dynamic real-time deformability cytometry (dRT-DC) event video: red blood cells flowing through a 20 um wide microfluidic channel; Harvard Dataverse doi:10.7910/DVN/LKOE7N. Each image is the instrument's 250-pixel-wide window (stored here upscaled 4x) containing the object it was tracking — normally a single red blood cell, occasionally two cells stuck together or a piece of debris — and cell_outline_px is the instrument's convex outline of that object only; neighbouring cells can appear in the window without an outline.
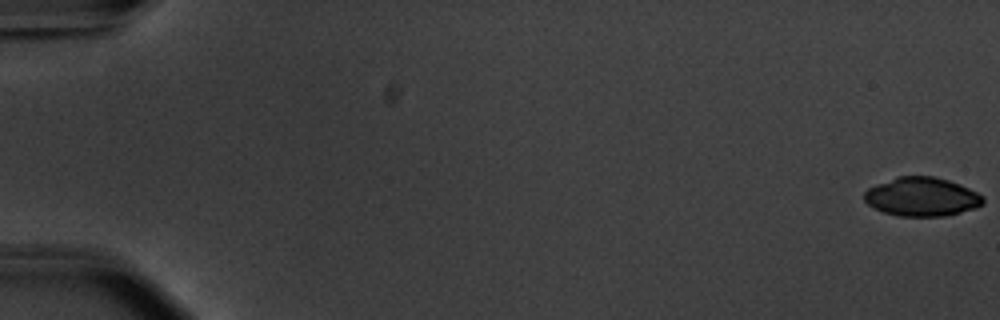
{"species": "common noctule bat (a hibernating species)", "species_latin": "Nyctalus noctula", "temperature_condition": "warm", "stored_images_in_passage": 15, "camera_frame_rate_fps": 3000, "um_per_image_px": 0.085, "animal": {"sex": "male", "body_mass_g": 20.1, "forearm_length_mm": 53.5}, "frame": {"image": 1, "passage_image": 1, "time_ms": 0.0, "image_size_px": [1000, 320], "cell_outline_px": [[984, 204], [976, 208], [944, 216], [900, 216], [884, 212], [868, 204], [864, 200], [864, 192], [868, 188], [876, 184], [896, 176], [932, 176], [948, 180], [960, 184], [984, 196]], "centroid_in_image_um": [78.36, 16.72], "position_along_channel_um": 6.6, "area_um2": 26.88}}
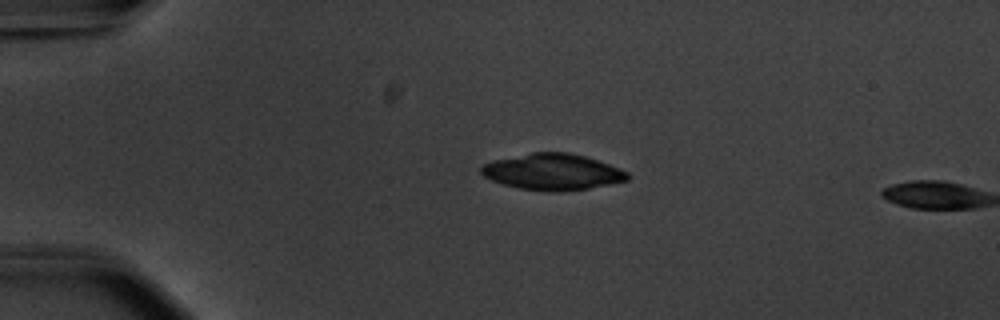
{"frame": {"image": 2, "passage_image": 14, "time_ms": 4.333, "image_size_px": [1000, 320], "cell_outline_px": [[632, 176], [628, 180], [588, 188], [556, 192], [520, 188], [504, 184], [492, 180], [484, 176], [480, 172], [480, 168], [484, 164], [492, 160], [532, 152], [568, 152], [584, 156], [620, 168], [628, 172]], "centroid_in_image_um": [46.97, 14.6], "position_along_channel_um": 38.0, "area_um2": 30.69}}